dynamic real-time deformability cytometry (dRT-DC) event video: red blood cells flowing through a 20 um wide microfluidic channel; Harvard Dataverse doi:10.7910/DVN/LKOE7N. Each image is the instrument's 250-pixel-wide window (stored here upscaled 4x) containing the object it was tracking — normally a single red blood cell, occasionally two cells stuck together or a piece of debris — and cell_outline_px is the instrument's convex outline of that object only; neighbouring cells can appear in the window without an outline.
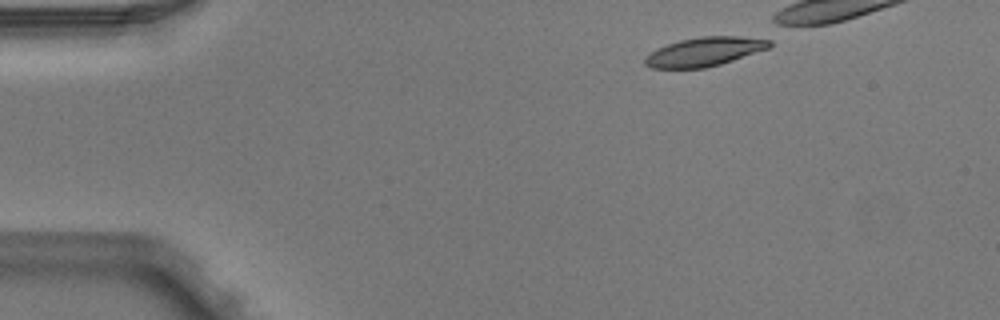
{"species": "Egyptian fruit bat (a non-hibernating species)", "species_latin": "Rousettus aegyptiacus", "temperature_condition": "warm", "stored_images_in_passage": 4, "camera_frame_rate_fps": 3000, "um_per_image_px": 0.085, "animal": {"sex": "male"}, "frame": {"image": 1, "passage_image": 1, "time_ms": 0.0, "image_size_px": [1000, 320], "cell_outline_px": [[772, 44], [768, 48], [720, 64], [704, 68], [652, 68], [644, 64], [644, 60], [652, 52], [668, 44], [680, 40], [700, 36], [772, 36]], "centroid_in_image_um": [60.0, 4.36], "position_along_channel_um": 25.0, "area_um2": 21.1}}